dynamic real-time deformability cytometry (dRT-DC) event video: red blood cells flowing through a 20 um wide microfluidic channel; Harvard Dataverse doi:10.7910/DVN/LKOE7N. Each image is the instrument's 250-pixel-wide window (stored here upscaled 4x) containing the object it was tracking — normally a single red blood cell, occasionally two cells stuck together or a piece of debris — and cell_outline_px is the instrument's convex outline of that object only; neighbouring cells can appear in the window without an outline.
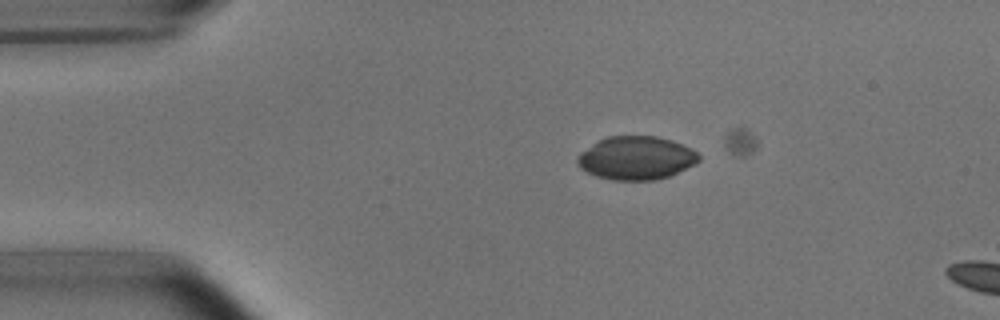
{"species": "common noctule bat (a hibernating species)", "species_latin": "Nyctalus noctula", "temperature_condition": "room temperature", "stored_images_in_passage": 6, "camera_frame_rate_fps": 3000, "um_per_image_px": 0.085, "animal": {"sex": "male", "body_mass_g": 15.6}, "frame": {"image": 1, "passage_image": 3, "time_ms": 2.333, "image_size_px": [1000, 320], "cell_outline_px": [[700, 160], [696, 164], [668, 176], [656, 180], [612, 180], [596, 176], [580, 168], [576, 160], [576, 156], [580, 152], [600, 140], [608, 136], [656, 136], [672, 140], [696, 152], [700, 156]], "centroid_in_image_um": [54.06, 13.43], "position_along_channel_um": 30.9, "area_um2": 30.52}}
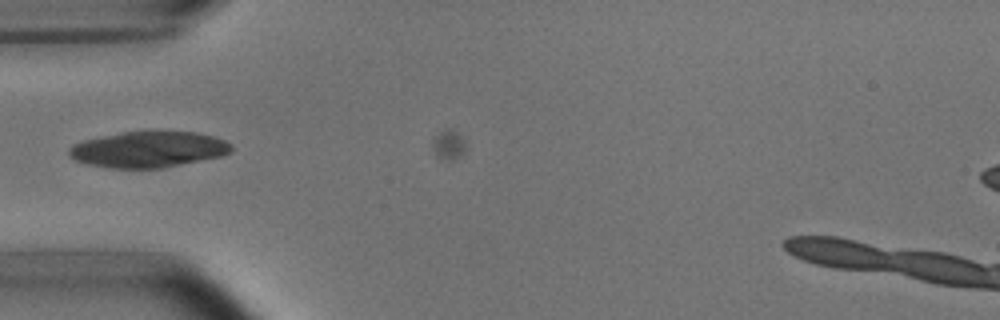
{"frame": {"image": 2, "passage_image": 5, "time_ms": 4.667, "image_size_px": [1000, 320], "cell_outline_px": [[232, 152], [224, 156], [164, 168], [108, 168], [88, 164], [76, 160], [68, 156], [68, 148], [72, 144], [84, 140], [120, 132], [196, 132], [212, 136], [224, 140], [232, 144]], "centroid_in_image_um": [12.63, 12.71], "position_along_channel_um": 72.4, "area_um2": 34.22}}